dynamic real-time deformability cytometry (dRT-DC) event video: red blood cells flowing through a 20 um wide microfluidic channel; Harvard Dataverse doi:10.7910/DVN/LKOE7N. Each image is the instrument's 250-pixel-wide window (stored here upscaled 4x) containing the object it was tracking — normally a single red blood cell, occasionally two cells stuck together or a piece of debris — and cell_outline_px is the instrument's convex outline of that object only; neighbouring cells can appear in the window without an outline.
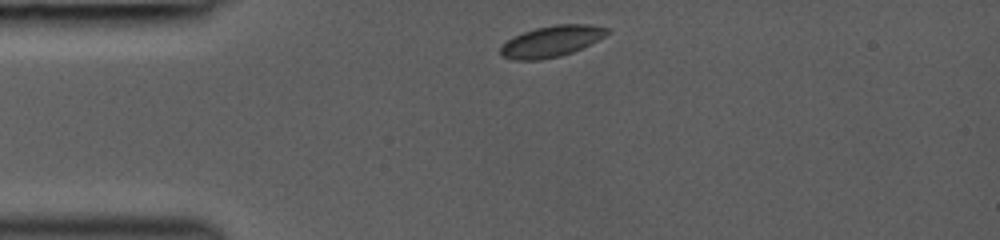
{"species": "common noctule bat (a hibernating species)", "species_latin": "Nyctalus noctula", "temperature_condition": "room temperature", "stored_images_in_passage": 5, "camera_frame_rate_fps": 3000, "um_per_image_px": 0.085, "animal": {"sex": "female", "body_mass_g": 19.0, "forearm_length_mm": 53.3}, "frame": {"image": 1, "passage_image": 1, "time_ms": 0.0, "image_size_px": [1000, 240], "cell_outline_px": [[608, 32], [604, 36], [572, 52], [560, 56], [540, 60], [512, 60], [500, 56], [500, 44], [524, 32], [536, 28], [556, 24], [588, 24], [608, 28]], "centroid_in_image_um": [46.81, 3.52], "position_along_channel_um": 38.2, "area_um2": 19.13}}
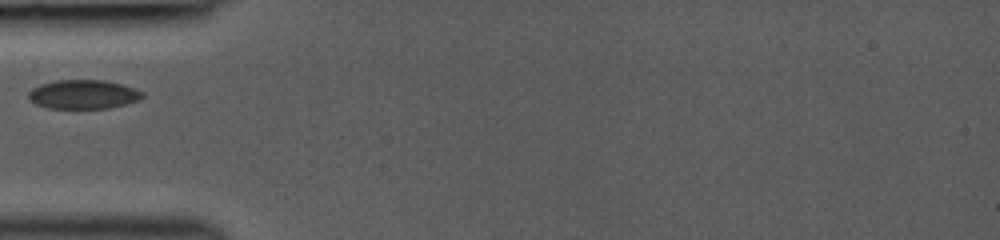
{"frame": {"image": 2, "passage_image": 3, "time_ms": 1.667, "image_size_px": [1000, 240], "cell_outline_px": [[144, 96], [140, 100], [108, 108], [48, 108], [36, 104], [28, 100], [28, 92], [32, 88], [40, 84], [56, 80], [104, 80], [120, 84], [144, 92]], "centroid_in_image_um": [7.05, 8.02], "position_along_channel_um": 78.0, "area_um2": 19.25}}
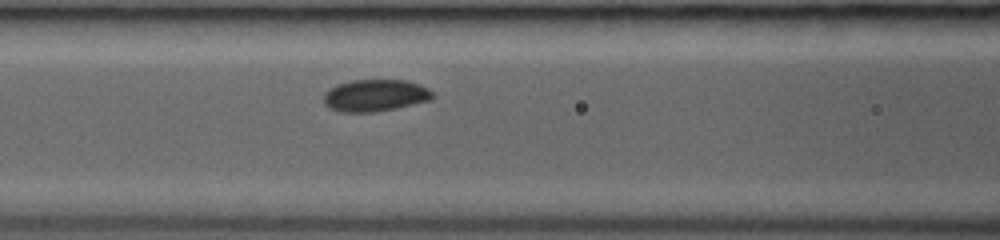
{"frame": {"image": 3, "passage_image": 5, "time_ms": 3.0, "image_size_px": [1000, 240], "cell_outline_px": [[432, 100], [396, 108], [372, 112], [340, 112], [324, 104], [324, 92], [336, 84], [352, 80], [404, 80], [420, 84], [428, 88], [432, 92]], "centroid_in_image_um": [31.88, 8.11], "position_along_channel_um": 134.7, "area_um2": 20.29}}